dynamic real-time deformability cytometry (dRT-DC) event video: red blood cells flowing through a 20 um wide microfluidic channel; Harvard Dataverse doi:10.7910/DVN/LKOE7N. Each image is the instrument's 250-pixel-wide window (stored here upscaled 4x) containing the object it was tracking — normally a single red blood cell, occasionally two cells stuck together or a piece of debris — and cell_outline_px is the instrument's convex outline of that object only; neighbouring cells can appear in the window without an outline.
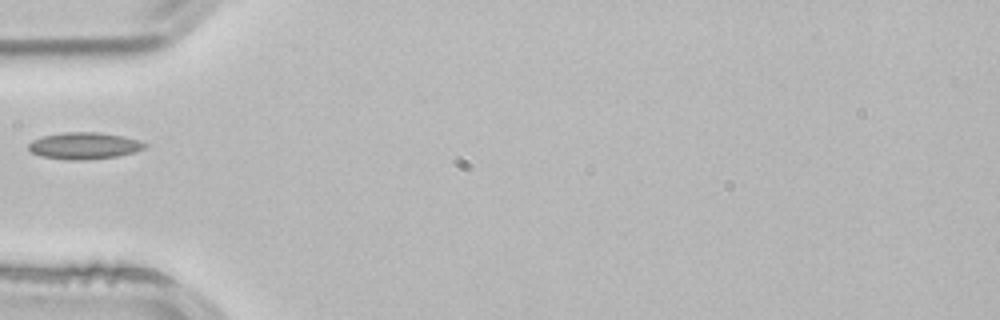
{"species": "common noctule bat (a hibernating species)", "species_latin": "Nyctalus noctula", "temperature_condition": "room temperature", "stored_images_in_passage": 4, "camera_frame_rate_fps": 3000, "um_per_image_px": 0.085, "animal": {"sex": "male", "body_mass_g": 21.5, "forearm_length_mm": 52.0}, "frame": {"image": 1, "passage_image": 4, "time_ms": 1.0, "image_size_px": [1000, 320], "cell_outline_px": [[148, 144], [144, 148], [132, 152], [116, 156], [84, 160], [72, 160], [44, 156], [32, 152], [28, 148], [28, 144], [32, 140], [44, 136], [64, 132], [96, 132], [124, 136], [140, 140]], "centroid_in_image_um": [7.17, 12.37], "position_along_channel_um": 77.8, "area_um2": 17.86}}